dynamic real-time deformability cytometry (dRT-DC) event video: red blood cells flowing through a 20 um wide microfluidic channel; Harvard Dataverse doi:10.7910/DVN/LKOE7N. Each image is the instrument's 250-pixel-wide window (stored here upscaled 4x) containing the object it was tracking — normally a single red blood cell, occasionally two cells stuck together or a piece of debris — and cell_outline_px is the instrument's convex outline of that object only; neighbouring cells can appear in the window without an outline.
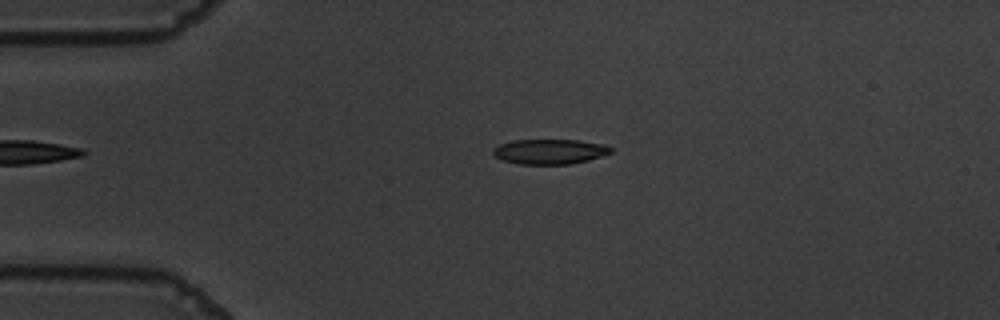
{"species": "common noctule bat (a hibernating species)", "species_latin": "Nyctalus noctula", "temperature_condition": "warm", "stored_images_in_passage": 44, "camera_frame_rate_fps": 3000, "um_per_image_px": 0.085, "animal": {"sex": "male", "body_mass_g": 19.5, "forearm_length_mm": 54.6}, "frame": {"image": 1, "passage_image": 2, "time_ms": 0.333, "image_size_px": [1000, 320], "cell_outline_px": [[612, 152], [588, 160], [572, 164], [516, 164], [504, 160], [496, 156], [492, 152], [492, 148], [500, 144], [512, 140], [580, 140], [604, 144], [612, 148]], "centroid_in_image_um": [46.72, 12.88], "position_along_channel_um": 38.3, "area_um2": 17.17}}
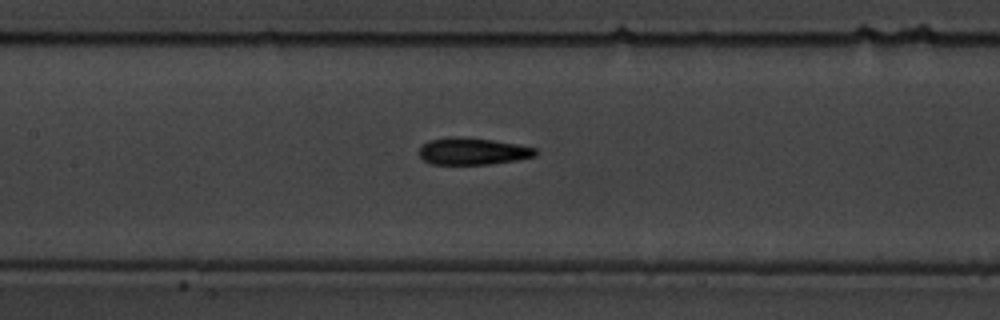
{"frame": {"image": 2, "passage_image": 15, "time_ms": 4.667, "image_size_px": [1000, 320], "cell_outline_px": [[536, 156], [516, 160], [488, 164], [432, 164], [424, 160], [420, 156], [420, 148], [428, 140], [448, 136], [460, 136], [492, 140], [520, 144], [536, 148]], "centroid_in_image_um": [40.18, 12.84], "position_along_channel_um": 167.2, "area_um2": 18.32}}
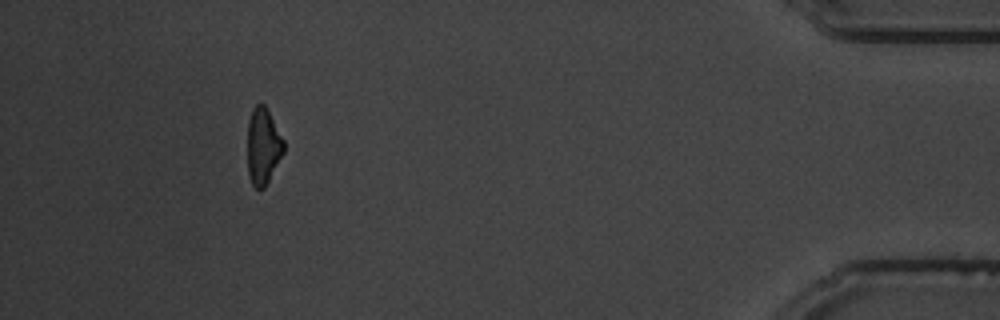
{"frame": {"image": 3, "passage_image": 40, "time_ms": 13.0, "image_size_px": [1000, 320], "cell_outline_px": [[284, 152], [264, 188], [256, 188], [252, 184], [248, 176], [248, 120], [252, 108], [256, 104], [264, 104], [268, 108], [284, 140]], "centroid_in_image_um": [22.36, 12.38], "position_along_channel_um": 412.8, "area_um2": 16.24}, "authors_computed_cell_mechanics": {"area_um2": 18.0047, "velocity_mm_per_s": 3.6885, "shape_relaxation_time_tau1_ms": 4.0461, "shape_relaxation_time_tau2_ms": 3.6342, "deformation_change_tau1": 0.1534, "deformation_change_tau2": 0.0999}}